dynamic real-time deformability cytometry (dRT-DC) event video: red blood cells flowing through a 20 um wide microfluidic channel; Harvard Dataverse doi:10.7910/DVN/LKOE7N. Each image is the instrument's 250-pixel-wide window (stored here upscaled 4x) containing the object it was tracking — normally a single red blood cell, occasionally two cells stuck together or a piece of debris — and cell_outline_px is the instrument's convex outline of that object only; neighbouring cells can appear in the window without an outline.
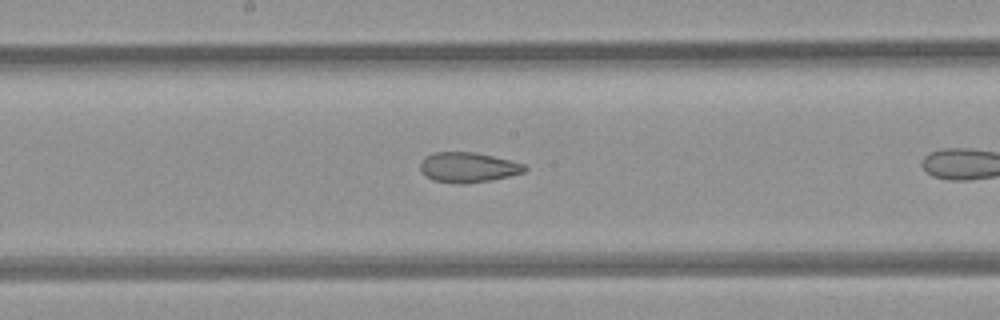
{"species": "common noctule bat (a hibernating species)", "species_latin": "Nyctalus noctula", "temperature_condition": "room temperature", "stored_images_in_passage": 6, "camera_frame_rate_fps": 3000, "um_per_image_px": 0.085, "animal": {"sex": "female", "body_mass_g": 21.9}, "frame": {"image": 1, "passage_image": 6, "time_ms": 5.667, "image_size_px": [1000, 320], "cell_outline_px": [[528, 168], [524, 172], [492, 180], [464, 184], [456, 184], [432, 180], [424, 176], [420, 172], [420, 164], [424, 156], [432, 152], [476, 152], [524, 164]], "centroid_in_image_um": [39.72, 14.23], "position_along_channel_um": 208.5, "area_um2": 18.5}}